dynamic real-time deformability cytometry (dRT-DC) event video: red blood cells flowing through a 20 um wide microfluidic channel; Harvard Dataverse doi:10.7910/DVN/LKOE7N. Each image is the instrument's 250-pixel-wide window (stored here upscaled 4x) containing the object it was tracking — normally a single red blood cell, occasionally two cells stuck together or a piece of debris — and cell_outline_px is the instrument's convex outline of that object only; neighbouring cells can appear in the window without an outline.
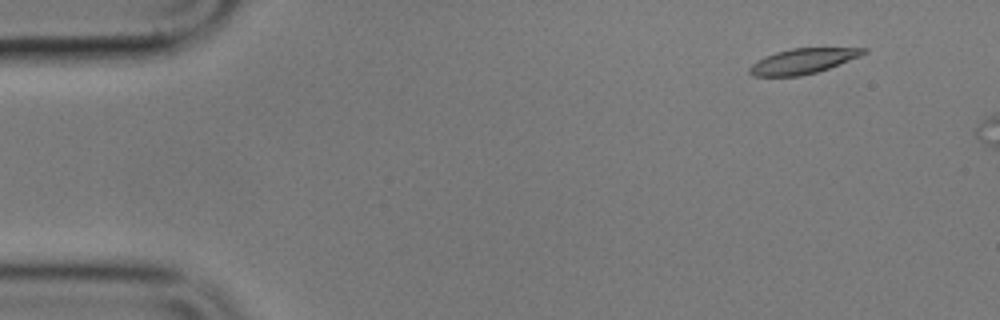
{"species": "common noctule bat (a hibernating species)", "species_latin": "Nyctalus noctula", "temperature_condition": "cold", "stored_images_in_passage": 4, "camera_frame_rate_fps": 3000, "um_per_image_px": 0.085, "animal": {"sex": "male", "body_mass_g": 17.9}, "frame": {"image": 1, "passage_image": 2, "time_ms": 1.333, "image_size_px": [1000, 320], "cell_outline_px": [[868, 52], [860, 56], [828, 68], [816, 72], [800, 76], [752, 76], [748, 72], [748, 68], [752, 64], [764, 56], [776, 52], [792, 48], [868, 48]], "centroid_in_image_um": [68.22, 5.19], "position_along_channel_um": 16.8, "area_um2": 16.65}}